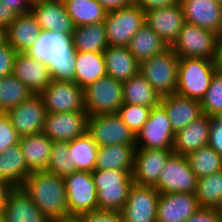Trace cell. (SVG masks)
I'll use <instances>...</instances> for the list:
<instances>
[{
    "mask_svg": "<svg viewBox=\"0 0 222 222\" xmlns=\"http://www.w3.org/2000/svg\"><path fill=\"white\" fill-rule=\"evenodd\" d=\"M145 24V11L136 3L107 12L104 20L109 46L127 47L132 37Z\"/></svg>",
    "mask_w": 222,
    "mask_h": 222,
    "instance_id": "7",
    "label": "cell"
},
{
    "mask_svg": "<svg viewBox=\"0 0 222 222\" xmlns=\"http://www.w3.org/2000/svg\"><path fill=\"white\" fill-rule=\"evenodd\" d=\"M107 11L117 10L135 4L136 0H96Z\"/></svg>",
    "mask_w": 222,
    "mask_h": 222,
    "instance_id": "52",
    "label": "cell"
},
{
    "mask_svg": "<svg viewBox=\"0 0 222 222\" xmlns=\"http://www.w3.org/2000/svg\"><path fill=\"white\" fill-rule=\"evenodd\" d=\"M0 222H5L4 209H0Z\"/></svg>",
    "mask_w": 222,
    "mask_h": 222,
    "instance_id": "57",
    "label": "cell"
},
{
    "mask_svg": "<svg viewBox=\"0 0 222 222\" xmlns=\"http://www.w3.org/2000/svg\"><path fill=\"white\" fill-rule=\"evenodd\" d=\"M174 131L165 109L152 107L148 120L136 134V148L172 150Z\"/></svg>",
    "mask_w": 222,
    "mask_h": 222,
    "instance_id": "11",
    "label": "cell"
},
{
    "mask_svg": "<svg viewBox=\"0 0 222 222\" xmlns=\"http://www.w3.org/2000/svg\"><path fill=\"white\" fill-rule=\"evenodd\" d=\"M127 47L135 59L142 63L162 53L169 46L145 23L132 37Z\"/></svg>",
    "mask_w": 222,
    "mask_h": 222,
    "instance_id": "34",
    "label": "cell"
},
{
    "mask_svg": "<svg viewBox=\"0 0 222 222\" xmlns=\"http://www.w3.org/2000/svg\"><path fill=\"white\" fill-rule=\"evenodd\" d=\"M12 74L22 81L33 94H39L51 82L47 64L28 53H17Z\"/></svg>",
    "mask_w": 222,
    "mask_h": 222,
    "instance_id": "21",
    "label": "cell"
},
{
    "mask_svg": "<svg viewBox=\"0 0 222 222\" xmlns=\"http://www.w3.org/2000/svg\"><path fill=\"white\" fill-rule=\"evenodd\" d=\"M135 3L139 5L144 11L177 5L180 0H136Z\"/></svg>",
    "mask_w": 222,
    "mask_h": 222,
    "instance_id": "50",
    "label": "cell"
},
{
    "mask_svg": "<svg viewBox=\"0 0 222 222\" xmlns=\"http://www.w3.org/2000/svg\"><path fill=\"white\" fill-rule=\"evenodd\" d=\"M84 104L89 116L117 114L123 104L122 82L101 77L84 89Z\"/></svg>",
    "mask_w": 222,
    "mask_h": 222,
    "instance_id": "6",
    "label": "cell"
},
{
    "mask_svg": "<svg viewBox=\"0 0 222 222\" xmlns=\"http://www.w3.org/2000/svg\"><path fill=\"white\" fill-rule=\"evenodd\" d=\"M12 188L7 182L0 180V209H4L6 198Z\"/></svg>",
    "mask_w": 222,
    "mask_h": 222,
    "instance_id": "54",
    "label": "cell"
},
{
    "mask_svg": "<svg viewBox=\"0 0 222 222\" xmlns=\"http://www.w3.org/2000/svg\"><path fill=\"white\" fill-rule=\"evenodd\" d=\"M30 173L19 143L0 153V180L21 187Z\"/></svg>",
    "mask_w": 222,
    "mask_h": 222,
    "instance_id": "30",
    "label": "cell"
},
{
    "mask_svg": "<svg viewBox=\"0 0 222 222\" xmlns=\"http://www.w3.org/2000/svg\"><path fill=\"white\" fill-rule=\"evenodd\" d=\"M41 32L31 12L21 14L7 27V43L17 53H28Z\"/></svg>",
    "mask_w": 222,
    "mask_h": 222,
    "instance_id": "25",
    "label": "cell"
},
{
    "mask_svg": "<svg viewBox=\"0 0 222 222\" xmlns=\"http://www.w3.org/2000/svg\"><path fill=\"white\" fill-rule=\"evenodd\" d=\"M186 158L197 179L222 170V155L209 145L188 153Z\"/></svg>",
    "mask_w": 222,
    "mask_h": 222,
    "instance_id": "39",
    "label": "cell"
},
{
    "mask_svg": "<svg viewBox=\"0 0 222 222\" xmlns=\"http://www.w3.org/2000/svg\"><path fill=\"white\" fill-rule=\"evenodd\" d=\"M208 145L222 155V124L214 117H212Z\"/></svg>",
    "mask_w": 222,
    "mask_h": 222,
    "instance_id": "48",
    "label": "cell"
},
{
    "mask_svg": "<svg viewBox=\"0 0 222 222\" xmlns=\"http://www.w3.org/2000/svg\"><path fill=\"white\" fill-rule=\"evenodd\" d=\"M160 193L155 187L133 183L123 209L122 222H156Z\"/></svg>",
    "mask_w": 222,
    "mask_h": 222,
    "instance_id": "13",
    "label": "cell"
},
{
    "mask_svg": "<svg viewBox=\"0 0 222 222\" xmlns=\"http://www.w3.org/2000/svg\"><path fill=\"white\" fill-rule=\"evenodd\" d=\"M160 105L165 109L174 133L184 129L203 114L199 100L177 93L162 96Z\"/></svg>",
    "mask_w": 222,
    "mask_h": 222,
    "instance_id": "22",
    "label": "cell"
},
{
    "mask_svg": "<svg viewBox=\"0 0 222 222\" xmlns=\"http://www.w3.org/2000/svg\"><path fill=\"white\" fill-rule=\"evenodd\" d=\"M20 137L42 133L47 111L39 94H33L6 113Z\"/></svg>",
    "mask_w": 222,
    "mask_h": 222,
    "instance_id": "14",
    "label": "cell"
},
{
    "mask_svg": "<svg viewBox=\"0 0 222 222\" xmlns=\"http://www.w3.org/2000/svg\"><path fill=\"white\" fill-rule=\"evenodd\" d=\"M107 75L125 82L139 73L140 63L125 46H108L104 52Z\"/></svg>",
    "mask_w": 222,
    "mask_h": 222,
    "instance_id": "27",
    "label": "cell"
},
{
    "mask_svg": "<svg viewBox=\"0 0 222 222\" xmlns=\"http://www.w3.org/2000/svg\"><path fill=\"white\" fill-rule=\"evenodd\" d=\"M185 21L217 34L222 32V3L217 0H180Z\"/></svg>",
    "mask_w": 222,
    "mask_h": 222,
    "instance_id": "19",
    "label": "cell"
},
{
    "mask_svg": "<svg viewBox=\"0 0 222 222\" xmlns=\"http://www.w3.org/2000/svg\"><path fill=\"white\" fill-rule=\"evenodd\" d=\"M173 150L136 148L132 179L134 183L155 187L168 158Z\"/></svg>",
    "mask_w": 222,
    "mask_h": 222,
    "instance_id": "17",
    "label": "cell"
},
{
    "mask_svg": "<svg viewBox=\"0 0 222 222\" xmlns=\"http://www.w3.org/2000/svg\"><path fill=\"white\" fill-rule=\"evenodd\" d=\"M33 93L13 74L0 78V113H7L10 109L26 101Z\"/></svg>",
    "mask_w": 222,
    "mask_h": 222,
    "instance_id": "37",
    "label": "cell"
},
{
    "mask_svg": "<svg viewBox=\"0 0 222 222\" xmlns=\"http://www.w3.org/2000/svg\"><path fill=\"white\" fill-rule=\"evenodd\" d=\"M214 118L222 124V111L218 113Z\"/></svg>",
    "mask_w": 222,
    "mask_h": 222,
    "instance_id": "58",
    "label": "cell"
},
{
    "mask_svg": "<svg viewBox=\"0 0 222 222\" xmlns=\"http://www.w3.org/2000/svg\"><path fill=\"white\" fill-rule=\"evenodd\" d=\"M63 179L67 194L68 219L81 218L98 209L97 189L92 172L78 170Z\"/></svg>",
    "mask_w": 222,
    "mask_h": 222,
    "instance_id": "5",
    "label": "cell"
},
{
    "mask_svg": "<svg viewBox=\"0 0 222 222\" xmlns=\"http://www.w3.org/2000/svg\"><path fill=\"white\" fill-rule=\"evenodd\" d=\"M136 145H108L98 148L95 170H126L134 168Z\"/></svg>",
    "mask_w": 222,
    "mask_h": 222,
    "instance_id": "28",
    "label": "cell"
},
{
    "mask_svg": "<svg viewBox=\"0 0 222 222\" xmlns=\"http://www.w3.org/2000/svg\"><path fill=\"white\" fill-rule=\"evenodd\" d=\"M75 83L82 89L107 75L103 53L76 52Z\"/></svg>",
    "mask_w": 222,
    "mask_h": 222,
    "instance_id": "31",
    "label": "cell"
},
{
    "mask_svg": "<svg viewBox=\"0 0 222 222\" xmlns=\"http://www.w3.org/2000/svg\"><path fill=\"white\" fill-rule=\"evenodd\" d=\"M216 71L213 60L194 57L180 58L176 93L200 101Z\"/></svg>",
    "mask_w": 222,
    "mask_h": 222,
    "instance_id": "3",
    "label": "cell"
},
{
    "mask_svg": "<svg viewBox=\"0 0 222 222\" xmlns=\"http://www.w3.org/2000/svg\"><path fill=\"white\" fill-rule=\"evenodd\" d=\"M5 222H50L22 187L9 191L4 205Z\"/></svg>",
    "mask_w": 222,
    "mask_h": 222,
    "instance_id": "24",
    "label": "cell"
},
{
    "mask_svg": "<svg viewBox=\"0 0 222 222\" xmlns=\"http://www.w3.org/2000/svg\"><path fill=\"white\" fill-rule=\"evenodd\" d=\"M202 113L215 117L222 111V72L216 71L209 88L200 100Z\"/></svg>",
    "mask_w": 222,
    "mask_h": 222,
    "instance_id": "41",
    "label": "cell"
},
{
    "mask_svg": "<svg viewBox=\"0 0 222 222\" xmlns=\"http://www.w3.org/2000/svg\"><path fill=\"white\" fill-rule=\"evenodd\" d=\"M217 33L185 23L171 46L179 58L194 57L213 60Z\"/></svg>",
    "mask_w": 222,
    "mask_h": 222,
    "instance_id": "8",
    "label": "cell"
},
{
    "mask_svg": "<svg viewBox=\"0 0 222 222\" xmlns=\"http://www.w3.org/2000/svg\"><path fill=\"white\" fill-rule=\"evenodd\" d=\"M81 219L84 222H122L121 213L114 210H93L83 215Z\"/></svg>",
    "mask_w": 222,
    "mask_h": 222,
    "instance_id": "45",
    "label": "cell"
},
{
    "mask_svg": "<svg viewBox=\"0 0 222 222\" xmlns=\"http://www.w3.org/2000/svg\"><path fill=\"white\" fill-rule=\"evenodd\" d=\"M213 63L216 70L222 72V32L217 34Z\"/></svg>",
    "mask_w": 222,
    "mask_h": 222,
    "instance_id": "53",
    "label": "cell"
},
{
    "mask_svg": "<svg viewBox=\"0 0 222 222\" xmlns=\"http://www.w3.org/2000/svg\"><path fill=\"white\" fill-rule=\"evenodd\" d=\"M38 209L51 221L68 219L63 177L47 170L32 171L21 186Z\"/></svg>",
    "mask_w": 222,
    "mask_h": 222,
    "instance_id": "1",
    "label": "cell"
},
{
    "mask_svg": "<svg viewBox=\"0 0 222 222\" xmlns=\"http://www.w3.org/2000/svg\"><path fill=\"white\" fill-rule=\"evenodd\" d=\"M16 55L17 52L8 43L0 47V78L12 74Z\"/></svg>",
    "mask_w": 222,
    "mask_h": 222,
    "instance_id": "46",
    "label": "cell"
},
{
    "mask_svg": "<svg viewBox=\"0 0 222 222\" xmlns=\"http://www.w3.org/2000/svg\"><path fill=\"white\" fill-rule=\"evenodd\" d=\"M52 143L53 141L43 132L20 138L19 145L22 149L27 167L31 172L47 169Z\"/></svg>",
    "mask_w": 222,
    "mask_h": 222,
    "instance_id": "29",
    "label": "cell"
},
{
    "mask_svg": "<svg viewBox=\"0 0 222 222\" xmlns=\"http://www.w3.org/2000/svg\"><path fill=\"white\" fill-rule=\"evenodd\" d=\"M123 87V103L156 107L160 105L161 96L139 72L125 82Z\"/></svg>",
    "mask_w": 222,
    "mask_h": 222,
    "instance_id": "33",
    "label": "cell"
},
{
    "mask_svg": "<svg viewBox=\"0 0 222 222\" xmlns=\"http://www.w3.org/2000/svg\"><path fill=\"white\" fill-rule=\"evenodd\" d=\"M185 222H221L217 208L200 207Z\"/></svg>",
    "mask_w": 222,
    "mask_h": 222,
    "instance_id": "47",
    "label": "cell"
},
{
    "mask_svg": "<svg viewBox=\"0 0 222 222\" xmlns=\"http://www.w3.org/2000/svg\"><path fill=\"white\" fill-rule=\"evenodd\" d=\"M68 146L69 158L77 170L89 172L95 170L99 147L88 133L69 141Z\"/></svg>",
    "mask_w": 222,
    "mask_h": 222,
    "instance_id": "36",
    "label": "cell"
},
{
    "mask_svg": "<svg viewBox=\"0 0 222 222\" xmlns=\"http://www.w3.org/2000/svg\"><path fill=\"white\" fill-rule=\"evenodd\" d=\"M73 50L71 37L52 31H42L28 54L48 64L51 59L68 57Z\"/></svg>",
    "mask_w": 222,
    "mask_h": 222,
    "instance_id": "26",
    "label": "cell"
},
{
    "mask_svg": "<svg viewBox=\"0 0 222 222\" xmlns=\"http://www.w3.org/2000/svg\"><path fill=\"white\" fill-rule=\"evenodd\" d=\"M7 7H10L17 15L30 13L33 6L32 0H0Z\"/></svg>",
    "mask_w": 222,
    "mask_h": 222,
    "instance_id": "49",
    "label": "cell"
},
{
    "mask_svg": "<svg viewBox=\"0 0 222 222\" xmlns=\"http://www.w3.org/2000/svg\"><path fill=\"white\" fill-rule=\"evenodd\" d=\"M179 59L174 50L168 47L162 53L140 63L139 72L161 97L170 95L176 93Z\"/></svg>",
    "mask_w": 222,
    "mask_h": 222,
    "instance_id": "4",
    "label": "cell"
},
{
    "mask_svg": "<svg viewBox=\"0 0 222 222\" xmlns=\"http://www.w3.org/2000/svg\"><path fill=\"white\" fill-rule=\"evenodd\" d=\"M74 27L104 22L107 10L96 0H63Z\"/></svg>",
    "mask_w": 222,
    "mask_h": 222,
    "instance_id": "35",
    "label": "cell"
},
{
    "mask_svg": "<svg viewBox=\"0 0 222 222\" xmlns=\"http://www.w3.org/2000/svg\"><path fill=\"white\" fill-rule=\"evenodd\" d=\"M199 208L193 193L160 194L156 222H185Z\"/></svg>",
    "mask_w": 222,
    "mask_h": 222,
    "instance_id": "20",
    "label": "cell"
},
{
    "mask_svg": "<svg viewBox=\"0 0 222 222\" xmlns=\"http://www.w3.org/2000/svg\"><path fill=\"white\" fill-rule=\"evenodd\" d=\"M212 117L202 114L174 135L173 152L186 156L209 143Z\"/></svg>",
    "mask_w": 222,
    "mask_h": 222,
    "instance_id": "23",
    "label": "cell"
},
{
    "mask_svg": "<svg viewBox=\"0 0 222 222\" xmlns=\"http://www.w3.org/2000/svg\"><path fill=\"white\" fill-rule=\"evenodd\" d=\"M18 15L4 3L0 1V25L3 27H8Z\"/></svg>",
    "mask_w": 222,
    "mask_h": 222,
    "instance_id": "51",
    "label": "cell"
},
{
    "mask_svg": "<svg viewBox=\"0 0 222 222\" xmlns=\"http://www.w3.org/2000/svg\"><path fill=\"white\" fill-rule=\"evenodd\" d=\"M65 222H84L81 218L66 219Z\"/></svg>",
    "mask_w": 222,
    "mask_h": 222,
    "instance_id": "56",
    "label": "cell"
},
{
    "mask_svg": "<svg viewBox=\"0 0 222 222\" xmlns=\"http://www.w3.org/2000/svg\"><path fill=\"white\" fill-rule=\"evenodd\" d=\"M87 112L47 113L43 133L51 141H71L87 133Z\"/></svg>",
    "mask_w": 222,
    "mask_h": 222,
    "instance_id": "15",
    "label": "cell"
},
{
    "mask_svg": "<svg viewBox=\"0 0 222 222\" xmlns=\"http://www.w3.org/2000/svg\"><path fill=\"white\" fill-rule=\"evenodd\" d=\"M46 170L61 177L78 171L69 158V146L67 141H53Z\"/></svg>",
    "mask_w": 222,
    "mask_h": 222,
    "instance_id": "40",
    "label": "cell"
},
{
    "mask_svg": "<svg viewBox=\"0 0 222 222\" xmlns=\"http://www.w3.org/2000/svg\"><path fill=\"white\" fill-rule=\"evenodd\" d=\"M194 195L200 207L217 208L222 203V170L198 178Z\"/></svg>",
    "mask_w": 222,
    "mask_h": 222,
    "instance_id": "38",
    "label": "cell"
},
{
    "mask_svg": "<svg viewBox=\"0 0 222 222\" xmlns=\"http://www.w3.org/2000/svg\"><path fill=\"white\" fill-rule=\"evenodd\" d=\"M87 133L98 147L113 144L136 145V135L117 114L89 116Z\"/></svg>",
    "mask_w": 222,
    "mask_h": 222,
    "instance_id": "12",
    "label": "cell"
},
{
    "mask_svg": "<svg viewBox=\"0 0 222 222\" xmlns=\"http://www.w3.org/2000/svg\"><path fill=\"white\" fill-rule=\"evenodd\" d=\"M75 60V50H73L68 57L51 59L47 64L51 80L75 82Z\"/></svg>",
    "mask_w": 222,
    "mask_h": 222,
    "instance_id": "43",
    "label": "cell"
},
{
    "mask_svg": "<svg viewBox=\"0 0 222 222\" xmlns=\"http://www.w3.org/2000/svg\"><path fill=\"white\" fill-rule=\"evenodd\" d=\"M39 95L47 113L86 112L84 89L75 82L51 80Z\"/></svg>",
    "mask_w": 222,
    "mask_h": 222,
    "instance_id": "9",
    "label": "cell"
},
{
    "mask_svg": "<svg viewBox=\"0 0 222 222\" xmlns=\"http://www.w3.org/2000/svg\"><path fill=\"white\" fill-rule=\"evenodd\" d=\"M197 177L190 168L184 155L173 153L161 170L155 186L160 194L193 193L196 189Z\"/></svg>",
    "mask_w": 222,
    "mask_h": 222,
    "instance_id": "10",
    "label": "cell"
},
{
    "mask_svg": "<svg viewBox=\"0 0 222 222\" xmlns=\"http://www.w3.org/2000/svg\"><path fill=\"white\" fill-rule=\"evenodd\" d=\"M145 23L171 47L186 23L181 3L145 11Z\"/></svg>",
    "mask_w": 222,
    "mask_h": 222,
    "instance_id": "18",
    "label": "cell"
},
{
    "mask_svg": "<svg viewBox=\"0 0 222 222\" xmlns=\"http://www.w3.org/2000/svg\"><path fill=\"white\" fill-rule=\"evenodd\" d=\"M7 44V28L0 25V47Z\"/></svg>",
    "mask_w": 222,
    "mask_h": 222,
    "instance_id": "55",
    "label": "cell"
},
{
    "mask_svg": "<svg viewBox=\"0 0 222 222\" xmlns=\"http://www.w3.org/2000/svg\"><path fill=\"white\" fill-rule=\"evenodd\" d=\"M150 110L149 106L123 103L117 115L136 135L148 120Z\"/></svg>",
    "mask_w": 222,
    "mask_h": 222,
    "instance_id": "42",
    "label": "cell"
},
{
    "mask_svg": "<svg viewBox=\"0 0 222 222\" xmlns=\"http://www.w3.org/2000/svg\"><path fill=\"white\" fill-rule=\"evenodd\" d=\"M30 12L42 31H52L68 37L72 36L74 25L66 11L63 0L35 1Z\"/></svg>",
    "mask_w": 222,
    "mask_h": 222,
    "instance_id": "16",
    "label": "cell"
},
{
    "mask_svg": "<svg viewBox=\"0 0 222 222\" xmlns=\"http://www.w3.org/2000/svg\"><path fill=\"white\" fill-rule=\"evenodd\" d=\"M20 138L13 128L9 116L6 113H0V153L17 145Z\"/></svg>",
    "mask_w": 222,
    "mask_h": 222,
    "instance_id": "44",
    "label": "cell"
},
{
    "mask_svg": "<svg viewBox=\"0 0 222 222\" xmlns=\"http://www.w3.org/2000/svg\"><path fill=\"white\" fill-rule=\"evenodd\" d=\"M98 209L121 211L134 181L126 170H94Z\"/></svg>",
    "mask_w": 222,
    "mask_h": 222,
    "instance_id": "2",
    "label": "cell"
},
{
    "mask_svg": "<svg viewBox=\"0 0 222 222\" xmlns=\"http://www.w3.org/2000/svg\"><path fill=\"white\" fill-rule=\"evenodd\" d=\"M217 210L219 212V215H220V220L222 222V203L217 207Z\"/></svg>",
    "mask_w": 222,
    "mask_h": 222,
    "instance_id": "59",
    "label": "cell"
},
{
    "mask_svg": "<svg viewBox=\"0 0 222 222\" xmlns=\"http://www.w3.org/2000/svg\"><path fill=\"white\" fill-rule=\"evenodd\" d=\"M71 41L76 52L103 53L109 46L104 22L74 27Z\"/></svg>",
    "mask_w": 222,
    "mask_h": 222,
    "instance_id": "32",
    "label": "cell"
},
{
    "mask_svg": "<svg viewBox=\"0 0 222 222\" xmlns=\"http://www.w3.org/2000/svg\"><path fill=\"white\" fill-rule=\"evenodd\" d=\"M50 222H65V220L64 221H50Z\"/></svg>",
    "mask_w": 222,
    "mask_h": 222,
    "instance_id": "60",
    "label": "cell"
}]
</instances>
